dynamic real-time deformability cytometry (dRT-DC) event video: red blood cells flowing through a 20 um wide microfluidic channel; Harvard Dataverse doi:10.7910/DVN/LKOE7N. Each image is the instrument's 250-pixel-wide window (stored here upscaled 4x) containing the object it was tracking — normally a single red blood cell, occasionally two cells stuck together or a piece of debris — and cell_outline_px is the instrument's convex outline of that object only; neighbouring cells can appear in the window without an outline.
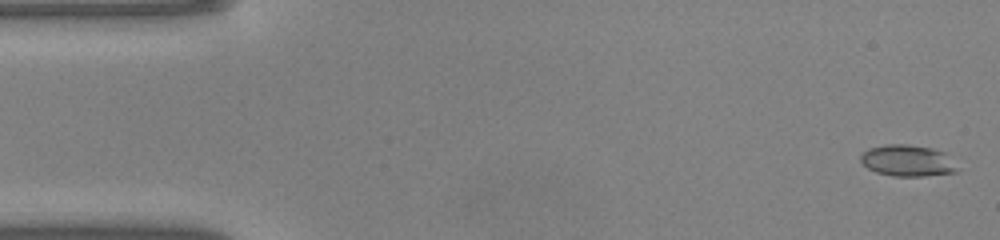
{"species": "common noctule bat (a hibernating species)", "species_latin": "Nyctalus noctula", "temperature_condition": "warm", "stored_images_in_passage": 48, "camera_frame_rate_fps": 3000, "um_per_image_px": 0.085, "animal": {"sex": "male", "body_mass_g": 20.0, "forearm_length_mm": 53.3}, "frame": {"image": 1, "passage_image": 1, "time_ms": 0.0, "image_size_px": [1000, 240], "cell_outline_px": [[956, 172], [924, 176], [892, 176], [876, 172], [868, 168], [860, 160], [860, 156], [868, 148], [884, 144], [908, 144], [932, 148], [944, 152], [956, 168]], "centroid_in_image_um": [77.08, 13.65], "position_along_channel_um": 7.9, "area_um2": 17.51}}
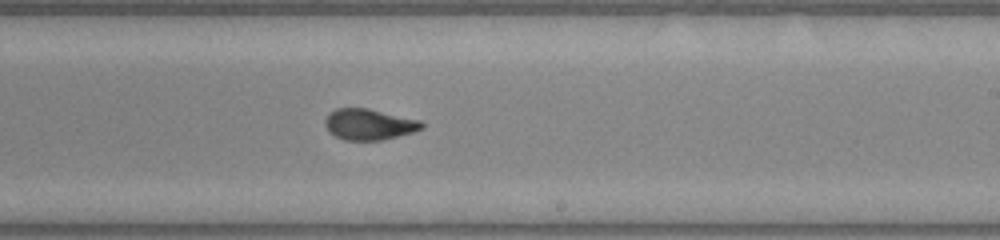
{"frame": {"image": 2, "passage_image": 28, "time_ms": 9.0, "image_size_px": [1000, 240], "cell_outline_px": [[424, 128], [412, 132], [380, 140], [344, 140], [328, 132], [324, 124], [324, 120], [328, 112], [336, 108], [368, 108], [420, 120], [424, 124]], "centroid_in_image_um": [31.32, 10.56], "position_along_channel_um": 257.7, "area_um2": 17.51}}
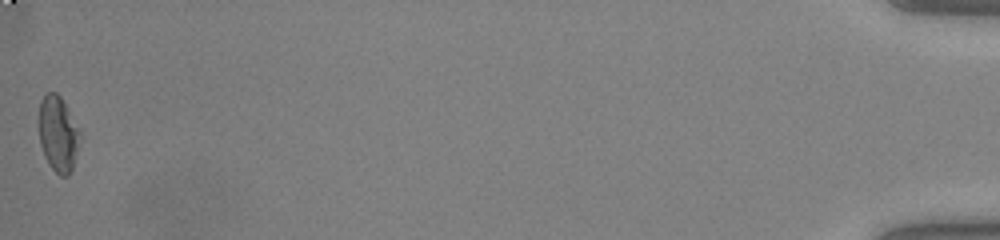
{"frame": {"image": 3, "passage_image": 48, "time_ms": 15.667, "image_size_px": [1000, 240], "cell_outline_px": [[80, 132], [76, 152], [72, 168], [68, 176], [60, 176], [48, 164], [44, 156], [40, 144], [40, 100], [48, 92], [56, 92], [60, 96], [80, 128]], "centroid_in_image_um": [4.94, 11.37], "position_along_channel_um": 430.3, "area_um2": 17.8}, "authors_computed_cell_mechanics": {"area_um2": 17.8024, "velocity_mm_per_s": 4.1568, "shape_relaxation_time_tau1_ms": 9.5346, "shape_relaxation_time_tau2_ms": 0.6076, "deformation_change_tau1": 0.2424, "deformation_change_tau2": 0.0493}}